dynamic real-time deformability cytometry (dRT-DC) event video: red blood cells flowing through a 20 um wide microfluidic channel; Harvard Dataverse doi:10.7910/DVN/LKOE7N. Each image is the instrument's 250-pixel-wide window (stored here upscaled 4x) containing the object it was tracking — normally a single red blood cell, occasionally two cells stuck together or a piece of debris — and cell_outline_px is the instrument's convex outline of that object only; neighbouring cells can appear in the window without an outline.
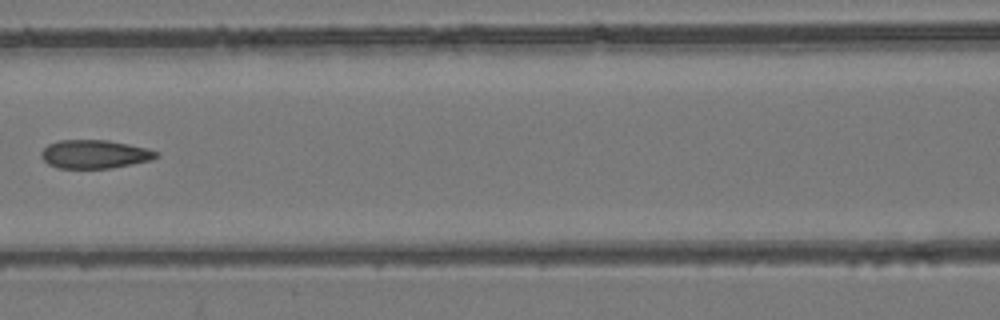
{"species": "common noctule bat (a hibernating species)", "species_latin": "Nyctalus noctula", "temperature_condition": "room temperature", "stored_images_in_passage": 8, "camera_frame_rate_fps": 3000, "um_per_image_px": 0.085, "animal": {"sex": "female", "body_mass_g": 24.6, "forearm_length_mm": 56.2}, "frame": {"image": 1, "passage_image": 8, "time_ms": 8.0, "image_size_px": [1000, 320], "cell_outline_px": [[160, 156], [152, 160], [112, 168], [56, 168], [48, 164], [40, 156], [40, 152], [48, 144], [60, 140], [108, 140], [148, 148], [160, 152]], "centroid_in_image_um": [8.07, 13.1], "position_along_channel_um": 158.5, "area_um2": 19.31}}